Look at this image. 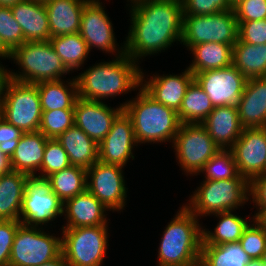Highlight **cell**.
Masks as SVG:
<instances>
[{
	"label": "cell",
	"instance_id": "cell-1",
	"mask_svg": "<svg viewBox=\"0 0 266 266\" xmlns=\"http://www.w3.org/2000/svg\"><path fill=\"white\" fill-rule=\"evenodd\" d=\"M131 25L125 38V54L139 64V59L157 55L181 43L183 10L177 0H131Z\"/></svg>",
	"mask_w": 266,
	"mask_h": 266
},
{
	"label": "cell",
	"instance_id": "cell-2",
	"mask_svg": "<svg viewBox=\"0 0 266 266\" xmlns=\"http://www.w3.org/2000/svg\"><path fill=\"white\" fill-rule=\"evenodd\" d=\"M141 70L139 64L127 54L116 56L109 62L92 65L75 77L78 96L102 101L135 91L141 86Z\"/></svg>",
	"mask_w": 266,
	"mask_h": 266
},
{
	"label": "cell",
	"instance_id": "cell-3",
	"mask_svg": "<svg viewBox=\"0 0 266 266\" xmlns=\"http://www.w3.org/2000/svg\"><path fill=\"white\" fill-rule=\"evenodd\" d=\"M198 220L184 204L180 207L163 231L157 266H196L200 262L203 226Z\"/></svg>",
	"mask_w": 266,
	"mask_h": 266
},
{
	"label": "cell",
	"instance_id": "cell-4",
	"mask_svg": "<svg viewBox=\"0 0 266 266\" xmlns=\"http://www.w3.org/2000/svg\"><path fill=\"white\" fill-rule=\"evenodd\" d=\"M137 96L121 106L131 118L137 143L173 142L181 121L178 112L156 102L141 87Z\"/></svg>",
	"mask_w": 266,
	"mask_h": 266
},
{
	"label": "cell",
	"instance_id": "cell-5",
	"mask_svg": "<svg viewBox=\"0 0 266 266\" xmlns=\"http://www.w3.org/2000/svg\"><path fill=\"white\" fill-rule=\"evenodd\" d=\"M249 196V181L238 174L233 179L203 180L185 206L197 218H201L236 211L249 201Z\"/></svg>",
	"mask_w": 266,
	"mask_h": 266
},
{
	"label": "cell",
	"instance_id": "cell-6",
	"mask_svg": "<svg viewBox=\"0 0 266 266\" xmlns=\"http://www.w3.org/2000/svg\"><path fill=\"white\" fill-rule=\"evenodd\" d=\"M10 59L22 71H11V79L19 82L37 84L60 80L70 73L50 41L24 42L11 53Z\"/></svg>",
	"mask_w": 266,
	"mask_h": 266
},
{
	"label": "cell",
	"instance_id": "cell-7",
	"mask_svg": "<svg viewBox=\"0 0 266 266\" xmlns=\"http://www.w3.org/2000/svg\"><path fill=\"white\" fill-rule=\"evenodd\" d=\"M108 225L62 228V254L69 266H101L108 249Z\"/></svg>",
	"mask_w": 266,
	"mask_h": 266
},
{
	"label": "cell",
	"instance_id": "cell-8",
	"mask_svg": "<svg viewBox=\"0 0 266 266\" xmlns=\"http://www.w3.org/2000/svg\"><path fill=\"white\" fill-rule=\"evenodd\" d=\"M238 21L233 9L209 15L183 16L181 44L187 49L200 43L238 41Z\"/></svg>",
	"mask_w": 266,
	"mask_h": 266
},
{
	"label": "cell",
	"instance_id": "cell-9",
	"mask_svg": "<svg viewBox=\"0 0 266 266\" xmlns=\"http://www.w3.org/2000/svg\"><path fill=\"white\" fill-rule=\"evenodd\" d=\"M42 112L37 85L11 79L6 88L0 116L27 133L38 131Z\"/></svg>",
	"mask_w": 266,
	"mask_h": 266
},
{
	"label": "cell",
	"instance_id": "cell-10",
	"mask_svg": "<svg viewBox=\"0 0 266 266\" xmlns=\"http://www.w3.org/2000/svg\"><path fill=\"white\" fill-rule=\"evenodd\" d=\"M41 227L21 225L14 237L8 266H39L62 254V237Z\"/></svg>",
	"mask_w": 266,
	"mask_h": 266
},
{
	"label": "cell",
	"instance_id": "cell-11",
	"mask_svg": "<svg viewBox=\"0 0 266 266\" xmlns=\"http://www.w3.org/2000/svg\"><path fill=\"white\" fill-rule=\"evenodd\" d=\"M175 155L185 175H200L204 165L221 149L202 124L183 123L172 142Z\"/></svg>",
	"mask_w": 266,
	"mask_h": 266
},
{
	"label": "cell",
	"instance_id": "cell-12",
	"mask_svg": "<svg viewBox=\"0 0 266 266\" xmlns=\"http://www.w3.org/2000/svg\"><path fill=\"white\" fill-rule=\"evenodd\" d=\"M64 203L54 194L46 178L29 176L20 211L21 224L28 227L47 226L63 215ZM40 225V226H39Z\"/></svg>",
	"mask_w": 266,
	"mask_h": 266
},
{
	"label": "cell",
	"instance_id": "cell-13",
	"mask_svg": "<svg viewBox=\"0 0 266 266\" xmlns=\"http://www.w3.org/2000/svg\"><path fill=\"white\" fill-rule=\"evenodd\" d=\"M123 168L98 160L87 169V190L109 211H121L126 205L128 188L125 187Z\"/></svg>",
	"mask_w": 266,
	"mask_h": 266
},
{
	"label": "cell",
	"instance_id": "cell-14",
	"mask_svg": "<svg viewBox=\"0 0 266 266\" xmlns=\"http://www.w3.org/2000/svg\"><path fill=\"white\" fill-rule=\"evenodd\" d=\"M100 0H89L81 14L80 35L87 43L89 51L96 47L97 50L112 53L115 57L125 54V44L121 48L116 43L113 24L105 13ZM120 50H119V49Z\"/></svg>",
	"mask_w": 266,
	"mask_h": 266
},
{
	"label": "cell",
	"instance_id": "cell-15",
	"mask_svg": "<svg viewBox=\"0 0 266 266\" xmlns=\"http://www.w3.org/2000/svg\"><path fill=\"white\" fill-rule=\"evenodd\" d=\"M194 79L208 95L214 107L236 106L247 83L246 77L233 64L222 69L196 73Z\"/></svg>",
	"mask_w": 266,
	"mask_h": 266
},
{
	"label": "cell",
	"instance_id": "cell-16",
	"mask_svg": "<svg viewBox=\"0 0 266 266\" xmlns=\"http://www.w3.org/2000/svg\"><path fill=\"white\" fill-rule=\"evenodd\" d=\"M229 150L238 174L248 181L266 173V127L243 128L239 139Z\"/></svg>",
	"mask_w": 266,
	"mask_h": 266
},
{
	"label": "cell",
	"instance_id": "cell-17",
	"mask_svg": "<svg viewBox=\"0 0 266 266\" xmlns=\"http://www.w3.org/2000/svg\"><path fill=\"white\" fill-rule=\"evenodd\" d=\"M138 146L131 118L123 110L113 121L110 131L98 144L99 161L125 167L130 158L134 160L133 149Z\"/></svg>",
	"mask_w": 266,
	"mask_h": 266
},
{
	"label": "cell",
	"instance_id": "cell-18",
	"mask_svg": "<svg viewBox=\"0 0 266 266\" xmlns=\"http://www.w3.org/2000/svg\"><path fill=\"white\" fill-rule=\"evenodd\" d=\"M122 111L121 105L112 108L103 101L78 96L74 104V125L99 144Z\"/></svg>",
	"mask_w": 266,
	"mask_h": 266
},
{
	"label": "cell",
	"instance_id": "cell-19",
	"mask_svg": "<svg viewBox=\"0 0 266 266\" xmlns=\"http://www.w3.org/2000/svg\"><path fill=\"white\" fill-rule=\"evenodd\" d=\"M141 70V88L156 102L166 107L179 111L186 90L194 80V74L185 69L181 74L154 75L145 79L146 76ZM166 75V76H165Z\"/></svg>",
	"mask_w": 266,
	"mask_h": 266
},
{
	"label": "cell",
	"instance_id": "cell-20",
	"mask_svg": "<svg viewBox=\"0 0 266 266\" xmlns=\"http://www.w3.org/2000/svg\"><path fill=\"white\" fill-rule=\"evenodd\" d=\"M106 211L109 210L86 189L64 202L63 215L67 223L62 228L108 225Z\"/></svg>",
	"mask_w": 266,
	"mask_h": 266
},
{
	"label": "cell",
	"instance_id": "cell-21",
	"mask_svg": "<svg viewBox=\"0 0 266 266\" xmlns=\"http://www.w3.org/2000/svg\"><path fill=\"white\" fill-rule=\"evenodd\" d=\"M201 124L222 150H229L243 131L237 106L233 105L214 107Z\"/></svg>",
	"mask_w": 266,
	"mask_h": 266
},
{
	"label": "cell",
	"instance_id": "cell-22",
	"mask_svg": "<svg viewBox=\"0 0 266 266\" xmlns=\"http://www.w3.org/2000/svg\"><path fill=\"white\" fill-rule=\"evenodd\" d=\"M236 106L243 128L266 127V76L247 79Z\"/></svg>",
	"mask_w": 266,
	"mask_h": 266
},
{
	"label": "cell",
	"instance_id": "cell-23",
	"mask_svg": "<svg viewBox=\"0 0 266 266\" xmlns=\"http://www.w3.org/2000/svg\"><path fill=\"white\" fill-rule=\"evenodd\" d=\"M11 11L21 26L25 42L50 40V26L44 3L23 0L13 5Z\"/></svg>",
	"mask_w": 266,
	"mask_h": 266
},
{
	"label": "cell",
	"instance_id": "cell-24",
	"mask_svg": "<svg viewBox=\"0 0 266 266\" xmlns=\"http://www.w3.org/2000/svg\"><path fill=\"white\" fill-rule=\"evenodd\" d=\"M89 0H48L44 3L50 35L57 37L80 31L81 14Z\"/></svg>",
	"mask_w": 266,
	"mask_h": 266
},
{
	"label": "cell",
	"instance_id": "cell-25",
	"mask_svg": "<svg viewBox=\"0 0 266 266\" xmlns=\"http://www.w3.org/2000/svg\"><path fill=\"white\" fill-rule=\"evenodd\" d=\"M47 139L40 131L23 133L10 157L11 169L36 176L41 168Z\"/></svg>",
	"mask_w": 266,
	"mask_h": 266
},
{
	"label": "cell",
	"instance_id": "cell-26",
	"mask_svg": "<svg viewBox=\"0 0 266 266\" xmlns=\"http://www.w3.org/2000/svg\"><path fill=\"white\" fill-rule=\"evenodd\" d=\"M56 140L67 152L73 166L87 170L99 160L98 143L75 125L60 134Z\"/></svg>",
	"mask_w": 266,
	"mask_h": 266
},
{
	"label": "cell",
	"instance_id": "cell-27",
	"mask_svg": "<svg viewBox=\"0 0 266 266\" xmlns=\"http://www.w3.org/2000/svg\"><path fill=\"white\" fill-rule=\"evenodd\" d=\"M29 175L13 171L0 175V220H18Z\"/></svg>",
	"mask_w": 266,
	"mask_h": 266
},
{
	"label": "cell",
	"instance_id": "cell-28",
	"mask_svg": "<svg viewBox=\"0 0 266 266\" xmlns=\"http://www.w3.org/2000/svg\"><path fill=\"white\" fill-rule=\"evenodd\" d=\"M193 57L188 69L195 75L206 70L232 65L233 46L224 43H200L190 49Z\"/></svg>",
	"mask_w": 266,
	"mask_h": 266
},
{
	"label": "cell",
	"instance_id": "cell-29",
	"mask_svg": "<svg viewBox=\"0 0 266 266\" xmlns=\"http://www.w3.org/2000/svg\"><path fill=\"white\" fill-rule=\"evenodd\" d=\"M42 111L58 109H74L78 97L77 82L74 78L69 81L54 80L37 83Z\"/></svg>",
	"mask_w": 266,
	"mask_h": 266
},
{
	"label": "cell",
	"instance_id": "cell-30",
	"mask_svg": "<svg viewBox=\"0 0 266 266\" xmlns=\"http://www.w3.org/2000/svg\"><path fill=\"white\" fill-rule=\"evenodd\" d=\"M219 218V222L213 231L202 228V245H223L226 243H237L242 237L244 230L250 224L232 211L213 214Z\"/></svg>",
	"mask_w": 266,
	"mask_h": 266
},
{
	"label": "cell",
	"instance_id": "cell-31",
	"mask_svg": "<svg viewBox=\"0 0 266 266\" xmlns=\"http://www.w3.org/2000/svg\"><path fill=\"white\" fill-rule=\"evenodd\" d=\"M232 64L246 79L266 76V44L254 45L238 38L233 46Z\"/></svg>",
	"mask_w": 266,
	"mask_h": 266
},
{
	"label": "cell",
	"instance_id": "cell-32",
	"mask_svg": "<svg viewBox=\"0 0 266 266\" xmlns=\"http://www.w3.org/2000/svg\"><path fill=\"white\" fill-rule=\"evenodd\" d=\"M214 106L202 87L194 79L188 86L178 111L181 123L201 124L213 111Z\"/></svg>",
	"mask_w": 266,
	"mask_h": 266
},
{
	"label": "cell",
	"instance_id": "cell-33",
	"mask_svg": "<svg viewBox=\"0 0 266 266\" xmlns=\"http://www.w3.org/2000/svg\"><path fill=\"white\" fill-rule=\"evenodd\" d=\"M54 194L64 203L87 189V170L79 166H69L46 178Z\"/></svg>",
	"mask_w": 266,
	"mask_h": 266
},
{
	"label": "cell",
	"instance_id": "cell-34",
	"mask_svg": "<svg viewBox=\"0 0 266 266\" xmlns=\"http://www.w3.org/2000/svg\"><path fill=\"white\" fill-rule=\"evenodd\" d=\"M49 41L63 64L71 72L83 66L90 53L87 43L79 32L51 37Z\"/></svg>",
	"mask_w": 266,
	"mask_h": 266
},
{
	"label": "cell",
	"instance_id": "cell-35",
	"mask_svg": "<svg viewBox=\"0 0 266 266\" xmlns=\"http://www.w3.org/2000/svg\"><path fill=\"white\" fill-rule=\"evenodd\" d=\"M250 260L239 242L201 247L200 262L204 266H247Z\"/></svg>",
	"mask_w": 266,
	"mask_h": 266
},
{
	"label": "cell",
	"instance_id": "cell-36",
	"mask_svg": "<svg viewBox=\"0 0 266 266\" xmlns=\"http://www.w3.org/2000/svg\"><path fill=\"white\" fill-rule=\"evenodd\" d=\"M74 125V109L43 111L38 131L48 139H56Z\"/></svg>",
	"mask_w": 266,
	"mask_h": 266
},
{
	"label": "cell",
	"instance_id": "cell-37",
	"mask_svg": "<svg viewBox=\"0 0 266 266\" xmlns=\"http://www.w3.org/2000/svg\"><path fill=\"white\" fill-rule=\"evenodd\" d=\"M201 172L205 174V180L233 179L238 175L232 152L222 149L204 165Z\"/></svg>",
	"mask_w": 266,
	"mask_h": 266
},
{
	"label": "cell",
	"instance_id": "cell-38",
	"mask_svg": "<svg viewBox=\"0 0 266 266\" xmlns=\"http://www.w3.org/2000/svg\"><path fill=\"white\" fill-rule=\"evenodd\" d=\"M249 222L239 239V244L251 260L261 259L266 250V225L254 218Z\"/></svg>",
	"mask_w": 266,
	"mask_h": 266
},
{
	"label": "cell",
	"instance_id": "cell-39",
	"mask_svg": "<svg viewBox=\"0 0 266 266\" xmlns=\"http://www.w3.org/2000/svg\"><path fill=\"white\" fill-rule=\"evenodd\" d=\"M71 166L67 152L56 139H47L40 174L36 177L47 178L51 174Z\"/></svg>",
	"mask_w": 266,
	"mask_h": 266
},
{
	"label": "cell",
	"instance_id": "cell-40",
	"mask_svg": "<svg viewBox=\"0 0 266 266\" xmlns=\"http://www.w3.org/2000/svg\"><path fill=\"white\" fill-rule=\"evenodd\" d=\"M0 38L11 53L25 42L23 31L14 19L11 7L0 6Z\"/></svg>",
	"mask_w": 266,
	"mask_h": 266
},
{
	"label": "cell",
	"instance_id": "cell-41",
	"mask_svg": "<svg viewBox=\"0 0 266 266\" xmlns=\"http://www.w3.org/2000/svg\"><path fill=\"white\" fill-rule=\"evenodd\" d=\"M183 16L209 15L233 9L229 0H182Z\"/></svg>",
	"mask_w": 266,
	"mask_h": 266
},
{
	"label": "cell",
	"instance_id": "cell-42",
	"mask_svg": "<svg viewBox=\"0 0 266 266\" xmlns=\"http://www.w3.org/2000/svg\"><path fill=\"white\" fill-rule=\"evenodd\" d=\"M233 10L238 22L266 19V0H241Z\"/></svg>",
	"mask_w": 266,
	"mask_h": 266
},
{
	"label": "cell",
	"instance_id": "cell-43",
	"mask_svg": "<svg viewBox=\"0 0 266 266\" xmlns=\"http://www.w3.org/2000/svg\"><path fill=\"white\" fill-rule=\"evenodd\" d=\"M21 225L18 220H0V266H8L14 237Z\"/></svg>",
	"mask_w": 266,
	"mask_h": 266
},
{
	"label": "cell",
	"instance_id": "cell-44",
	"mask_svg": "<svg viewBox=\"0 0 266 266\" xmlns=\"http://www.w3.org/2000/svg\"><path fill=\"white\" fill-rule=\"evenodd\" d=\"M249 197L252 198L254 208L258 209L257 213L252 215V219L262 221L266 217V173L253 177L249 181Z\"/></svg>",
	"mask_w": 266,
	"mask_h": 266
},
{
	"label": "cell",
	"instance_id": "cell-45",
	"mask_svg": "<svg viewBox=\"0 0 266 266\" xmlns=\"http://www.w3.org/2000/svg\"><path fill=\"white\" fill-rule=\"evenodd\" d=\"M238 38L254 45L266 44V19L238 22Z\"/></svg>",
	"mask_w": 266,
	"mask_h": 266
},
{
	"label": "cell",
	"instance_id": "cell-46",
	"mask_svg": "<svg viewBox=\"0 0 266 266\" xmlns=\"http://www.w3.org/2000/svg\"><path fill=\"white\" fill-rule=\"evenodd\" d=\"M23 132L0 116V150L9 158L16 149Z\"/></svg>",
	"mask_w": 266,
	"mask_h": 266
},
{
	"label": "cell",
	"instance_id": "cell-47",
	"mask_svg": "<svg viewBox=\"0 0 266 266\" xmlns=\"http://www.w3.org/2000/svg\"><path fill=\"white\" fill-rule=\"evenodd\" d=\"M10 80H11V71L7 70V68L5 69V67L0 63V112L2 109L6 88Z\"/></svg>",
	"mask_w": 266,
	"mask_h": 266
},
{
	"label": "cell",
	"instance_id": "cell-48",
	"mask_svg": "<svg viewBox=\"0 0 266 266\" xmlns=\"http://www.w3.org/2000/svg\"><path fill=\"white\" fill-rule=\"evenodd\" d=\"M11 170L10 158L0 150V175L6 174Z\"/></svg>",
	"mask_w": 266,
	"mask_h": 266
},
{
	"label": "cell",
	"instance_id": "cell-49",
	"mask_svg": "<svg viewBox=\"0 0 266 266\" xmlns=\"http://www.w3.org/2000/svg\"><path fill=\"white\" fill-rule=\"evenodd\" d=\"M39 266H69V265L67 261L65 260L63 254H61L59 257L55 258L54 260L43 263Z\"/></svg>",
	"mask_w": 266,
	"mask_h": 266
},
{
	"label": "cell",
	"instance_id": "cell-50",
	"mask_svg": "<svg viewBox=\"0 0 266 266\" xmlns=\"http://www.w3.org/2000/svg\"><path fill=\"white\" fill-rule=\"evenodd\" d=\"M0 58H11V52L5 47V45L3 44L1 38H0Z\"/></svg>",
	"mask_w": 266,
	"mask_h": 266
},
{
	"label": "cell",
	"instance_id": "cell-51",
	"mask_svg": "<svg viewBox=\"0 0 266 266\" xmlns=\"http://www.w3.org/2000/svg\"><path fill=\"white\" fill-rule=\"evenodd\" d=\"M21 1L23 0H0V6L12 7L13 5Z\"/></svg>",
	"mask_w": 266,
	"mask_h": 266
},
{
	"label": "cell",
	"instance_id": "cell-52",
	"mask_svg": "<svg viewBox=\"0 0 266 266\" xmlns=\"http://www.w3.org/2000/svg\"><path fill=\"white\" fill-rule=\"evenodd\" d=\"M247 266H264L261 259L250 260Z\"/></svg>",
	"mask_w": 266,
	"mask_h": 266
},
{
	"label": "cell",
	"instance_id": "cell-53",
	"mask_svg": "<svg viewBox=\"0 0 266 266\" xmlns=\"http://www.w3.org/2000/svg\"><path fill=\"white\" fill-rule=\"evenodd\" d=\"M261 261H262L263 265L266 266V250L263 252Z\"/></svg>",
	"mask_w": 266,
	"mask_h": 266
},
{
	"label": "cell",
	"instance_id": "cell-54",
	"mask_svg": "<svg viewBox=\"0 0 266 266\" xmlns=\"http://www.w3.org/2000/svg\"><path fill=\"white\" fill-rule=\"evenodd\" d=\"M239 1H241V0H229L230 4L232 6H235Z\"/></svg>",
	"mask_w": 266,
	"mask_h": 266
},
{
	"label": "cell",
	"instance_id": "cell-55",
	"mask_svg": "<svg viewBox=\"0 0 266 266\" xmlns=\"http://www.w3.org/2000/svg\"><path fill=\"white\" fill-rule=\"evenodd\" d=\"M32 1L45 3V2H47L48 0H32Z\"/></svg>",
	"mask_w": 266,
	"mask_h": 266
},
{
	"label": "cell",
	"instance_id": "cell-56",
	"mask_svg": "<svg viewBox=\"0 0 266 266\" xmlns=\"http://www.w3.org/2000/svg\"><path fill=\"white\" fill-rule=\"evenodd\" d=\"M262 222L266 225V217L262 220Z\"/></svg>",
	"mask_w": 266,
	"mask_h": 266
},
{
	"label": "cell",
	"instance_id": "cell-57",
	"mask_svg": "<svg viewBox=\"0 0 266 266\" xmlns=\"http://www.w3.org/2000/svg\"><path fill=\"white\" fill-rule=\"evenodd\" d=\"M196 266H204L201 262H199Z\"/></svg>",
	"mask_w": 266,
	"mask_h": 266
}]
</instances>
